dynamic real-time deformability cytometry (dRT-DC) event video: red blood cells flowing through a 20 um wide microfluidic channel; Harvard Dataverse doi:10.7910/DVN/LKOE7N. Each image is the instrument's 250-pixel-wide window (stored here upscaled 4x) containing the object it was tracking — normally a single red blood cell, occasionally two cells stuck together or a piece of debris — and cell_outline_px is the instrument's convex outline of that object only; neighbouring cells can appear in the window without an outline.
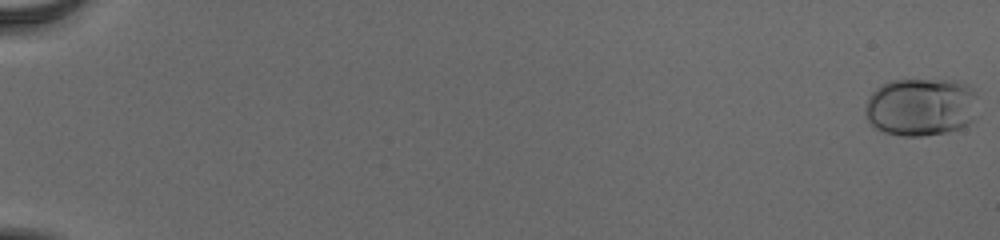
{"species": "human", "species_latin": "Homo sapiens", "temperature_condition": "cold", "stored_images_in_passage": 57, "camera_frame_rate_fps": 3000, "um_per_image_px": 0.085, "donor": {"sex": "male"}, "frame": {"image": 1, "passage_image": 1, "time_ms": 0.0, "image_size_px": [1000, 240], "cell_outline_px": [[976, 120], [960, 128], [948, 132], [920, 136], [900, 136], [884, 132], [876, 128], [868, 120], [864, 112], [864, 108], [868, 96], [880, 84], [888, 80], [956, 80], [968, 84], [976, 92]], "centroid_in_image_um": [78.29, 9.08], "position_along_channel_um": 6.7, "area_um2": 38.9}}
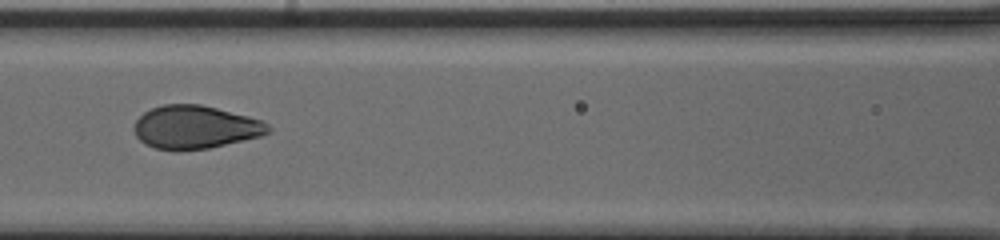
{"frame": {"image": 2, "passage_image": 29, "time_ms": 9.333, "image_size_px": [1000, 240], "cell_outline_px": [[272, 132], [260, 136], [244, 140], [208, 148], [180, 152], [176, 152], [156, 148], [144, 144], [136, 136], [132, 128], [136, 120], [144, 112], [152, 108], [164, 104], [200, 104], [248, 116], [260, 120], [268, 124], [272, 128]], "centroid_in_image_um": [16.57, 10.83], "position_along_channel_um": 150.0, "area_um2": 34.04}}
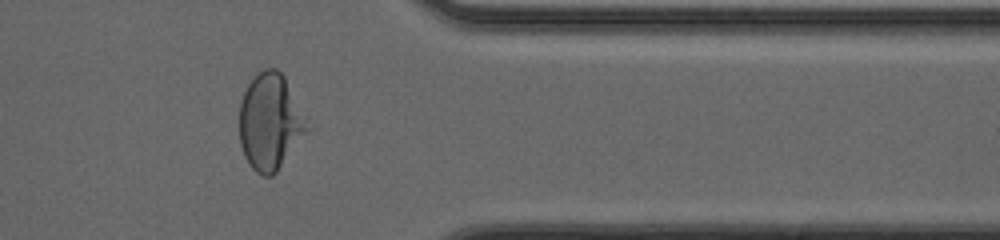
{"frame": {"image": 3, "passage_image": 48, "time_ms": 15.667, "image_size_px": [1000, 240], "cell_outline_px": [[308, 116], [304, 132], [276, 172], [272, 176], [264, 176], [256, 172], [248, 164], [244, 156], [240, 144], [240, 100], [248, 84], [264, 68], [276, 68], [284, 76]], "centroid_in_image_um": [22.93, 10.33], "position_along_channel_um": 388.5, "area_um2": 37.45}, "authors_computed_cell_mechanics": {"area_um2": 34.5644, "velocity_mm_per_s": 3.8848, "shape_relaxation_time_tau1_ms": 4.6197, "shape_relaxation_time_tau2_ms": null, "deformation_change_tau1": 0.1901, "deformation_change_tau2": null}}